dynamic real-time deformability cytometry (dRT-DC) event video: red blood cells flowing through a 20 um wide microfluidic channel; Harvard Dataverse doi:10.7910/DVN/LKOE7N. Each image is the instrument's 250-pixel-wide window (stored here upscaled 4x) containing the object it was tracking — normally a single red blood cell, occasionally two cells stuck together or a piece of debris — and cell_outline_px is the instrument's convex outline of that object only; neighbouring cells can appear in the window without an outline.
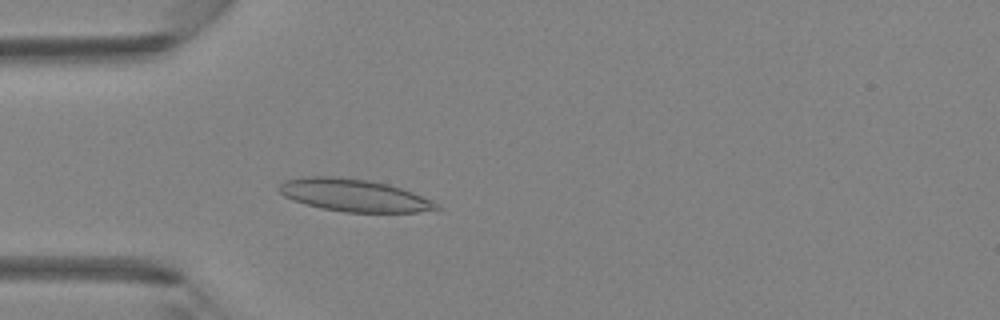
{"species": "Egyptian fruit bat (a non-hibernating species)", "species_latin": "Rousettus aegyptiacus", "temperature_condition": "room temperature", "stored_images_in_passage": 45, "camera_frame_rate_fps": 3000, "um_per_image_px": 0.085, "animal": {"sex": "female"}, "frame": {"image": 1, "passage_image": 13, "time_ms": 4.0, "image_size_px": [1000, 320], "cell_outline_px": [[444, 208], [416, 212], [344, 212], [320, 208], [304, 204], [292, 200], [284, 196], [280, 192], [280, 184], [284, 180], [304, 176], [336, 176], [368, 180], [388, 184], [412, 192], [432, 200], [440, 204]], "centroid_in_image_um": [30.08, 16.6], "position_along_channel_um": 54.9, "area_um2": 29.88}}
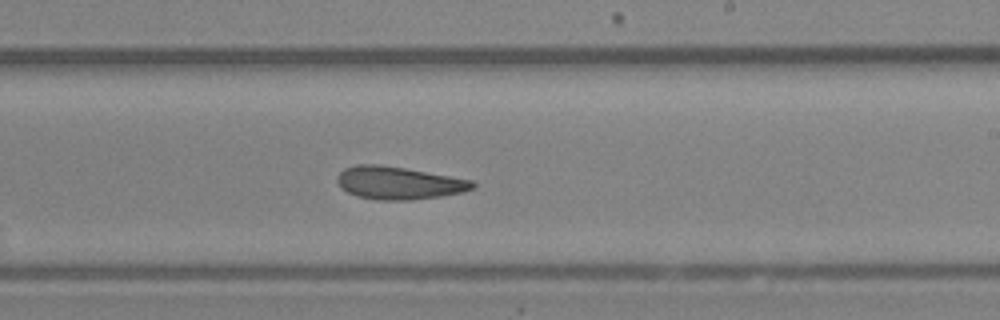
{"frame": {"image": 2, "passage_image": 27, "time_ms": 8.667, "image_size_px": [1000, 320], "cell_outline_px": [[476, 184], [472, 188], [464, 192], [440, 196], [412, 200], [376, 200], [356, 196], [340, 188], [336, 180], [336, 176], [344, 168], [356, 164], [380, 164], [404, 168], [472, 180]], "centroid_in_image_um": [33.84, 15.55], "position_along_channel_um": 255.2, "area_um2": 25.89}}
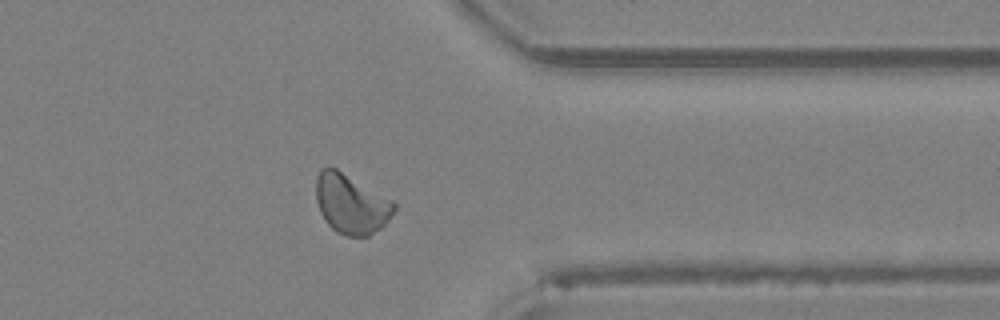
{"frame": {"image": 3, "passage_image": 36, "time_ms": 11.667, "image_size_px": [1000, 320], "cell_outline_px": [[396, 208], [388, 220], [380, 228], [368, 236], [348, 236], [336, 232], [324, 220], [320, 212], [316, 200], [316, 176], [320, 168], [328, 164], [336, 168], [392, 200], [396, 204]], "centroid_in_image_um": [29.81, 17.31], "position_along_channel_um": 381.6, "area_um2": 27.17}}